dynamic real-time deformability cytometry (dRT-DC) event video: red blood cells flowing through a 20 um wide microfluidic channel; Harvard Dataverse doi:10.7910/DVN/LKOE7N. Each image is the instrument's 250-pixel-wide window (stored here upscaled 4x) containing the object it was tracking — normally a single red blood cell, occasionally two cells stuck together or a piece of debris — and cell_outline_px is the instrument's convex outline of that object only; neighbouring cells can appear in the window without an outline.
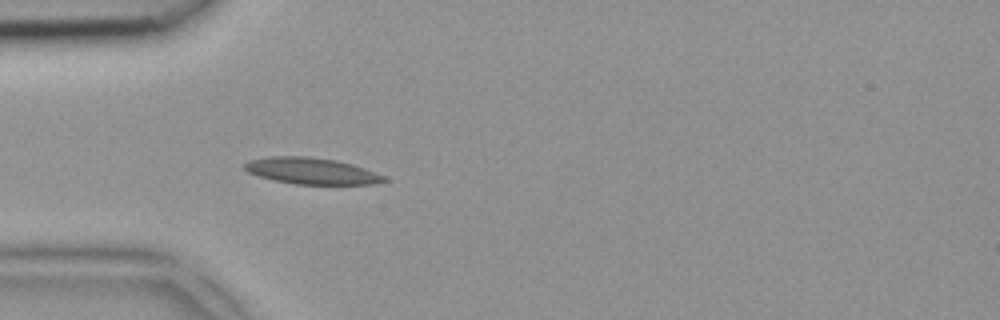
{"species": "common noctule bat (a hibernating species)", "species_latin": "Nyctalus noctula", "temperature_condition": "room temperature", "stored_images_in_passage": 6, "camera_frame_rate_fps": 3000, "um_per_image_px": 0.085, "animal": {"sex": "female", "body_mass_g": 18.4}, "frame": {"image": 1, "passage_image": 5, "time_ms": 1.333, "image_size_px": [1000, 320], "cell_outline_px": [[388, 180], [372, 184], [296, 184], [276, 180], [260, 176], [248, 172], [244, 168], [244, 164], [248, 160], [268, 156], [308, 156], [336, 160], [352, 164], [364, 168], [384, 176]], "centroid_in_image_um": [26.46, 14.52], "position_along_channel_um": 58.5, "area_um2": 21.27}}